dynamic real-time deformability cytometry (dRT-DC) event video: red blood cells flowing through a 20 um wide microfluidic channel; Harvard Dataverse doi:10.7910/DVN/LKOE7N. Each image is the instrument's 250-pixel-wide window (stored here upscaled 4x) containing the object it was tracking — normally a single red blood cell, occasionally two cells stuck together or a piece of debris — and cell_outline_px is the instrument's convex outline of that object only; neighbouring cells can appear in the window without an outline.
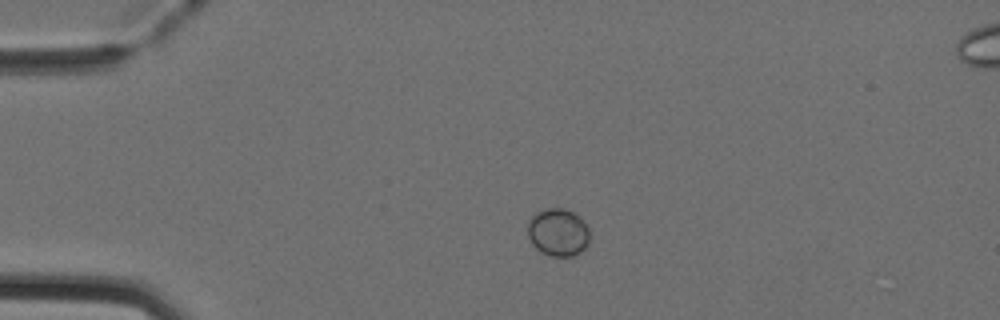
{"species": "Egyptian fruit bat (a non-hibernating species)", "species_latin": "Rousettus aegyptiacus", "temperature_condition": "cold", "stored_images_in_passage": 47, "camera_frame_rate_fps": 3000, "um_per_image_px": 0.085, "animal": {"sex": "female"}, "frame": {"image": 1, "passage_image": 8, "time_ms": 2.333, "image_size_px": [1000, 320], "cell_outline_px": [[588, 244], [580, 252], [572, 256], [548, 256], [540, 252], [532, 244], [528, 236], [528, 220], [536, 212], [544, 208], [564, 208], [580, 216], [588, 228]], "centroid_in_image_um": [47.41, 19.74], "position_along_channel_um": 37.6, "area_um2": 17.34}}
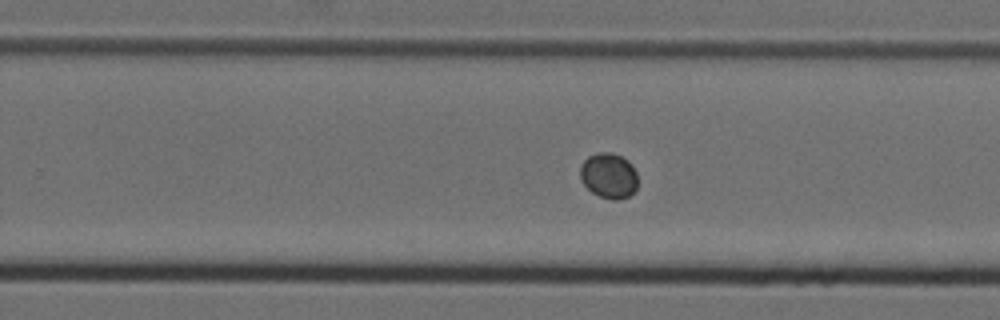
{"frame": {"image": 2, "passage_image": 29, "time_ms": 9.333, "image_size_px": [1000, 320], "cell_outline_px": [[636, 188], [628, 196], [616, 200], [612, 200], [600, 196], [592, 192], [580, 180], [580, 164], [588, 156], [596, 152], [612, 152], [628, 160], [632, 164], [636, 172]], "centroid_in_image_um": [51.72, 14.9], "position_along_channel_um": 278.1, "area_um2": 15.26}}
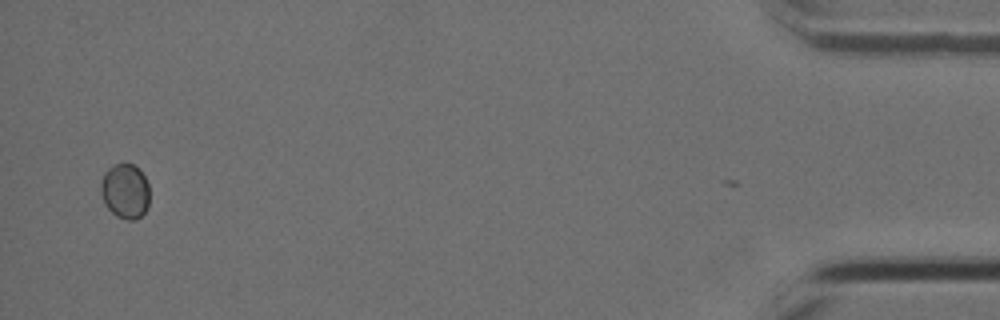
{"frame": {"image": 3, "passage_image": 46, "time_ms": 15.0, "image_size_px": [1000, 320], "cell_outline_px": [[148, 208], [136, 220], [128, 220], [116, 216], [104, 204], [100, 192], [100, 184], [104, 172], [108, 168], [124, 160], [132, 164], [144, 176], [148, 184]], "centroid_in_image_um": [10.61, 16.23], "position_along_channel_um": 424.6, "area_um2": 15.78}}